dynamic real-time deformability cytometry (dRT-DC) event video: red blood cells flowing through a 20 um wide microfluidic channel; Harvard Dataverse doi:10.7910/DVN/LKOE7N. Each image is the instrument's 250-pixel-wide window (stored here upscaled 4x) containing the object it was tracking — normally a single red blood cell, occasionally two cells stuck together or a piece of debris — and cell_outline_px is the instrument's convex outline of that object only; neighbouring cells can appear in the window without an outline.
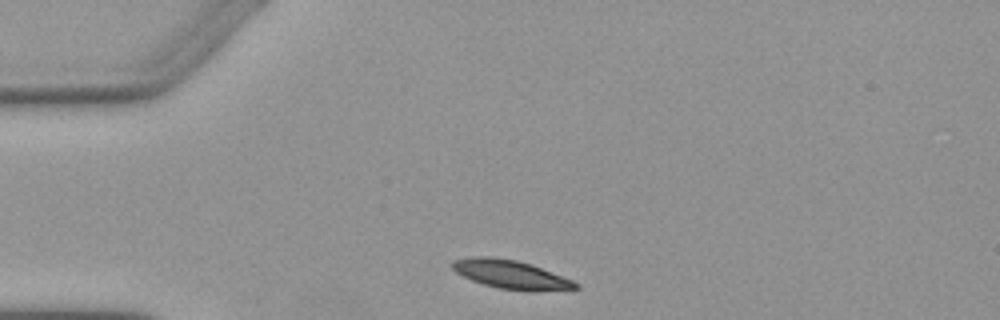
{"species": "Egyptian fruit bat (a non-hibernating species)", "species_latin": "Rousettus aegyptiacus", "temperature_condition": "warm", "stored_images_in_passage": 4, "camera_frame_rate_fps": 3000, "um_per_image_px": 0.085, "animal": {"sex": "female"}, "frame": {"image": 1, "passage_image": 1, "time_ms": 0.0, "image_size_px": [1000, 320], "cell_outline_px": [[580, 288], [532, 292], [524, 292], [500, 288], [484, 284], [472, 280], [456, 272], [452, 268], [452, 260], [472, 256], [488, 256], [516, 260], [532, 264], [572, 280], [580, 284]], "centroid_in_image_um": [43.44, 23.34], "position_along_channel_um": 41.6, "area_um2": 20.69}}
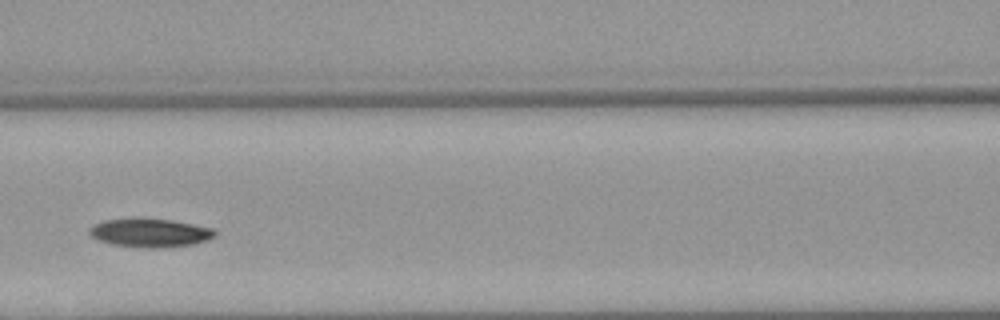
{"frame": {"image": 2, "passage_image": 4, "time_ms": 3.667, "image_size_px": [1000, 320], "cell_outline_px": [[216, 236], [208, 240], [192, 244], [160, 248], [144, 248], [112, 244], [100, 240], [92, 236], [88, 232], [88, 228], [92, 224], [104, 220], [136, 216], [172, 220], [216, 228]], "centroid_in_image_um": [12.75, 19.75], "position_along_channel_um": 153.9, "area_um2": 21.56}}